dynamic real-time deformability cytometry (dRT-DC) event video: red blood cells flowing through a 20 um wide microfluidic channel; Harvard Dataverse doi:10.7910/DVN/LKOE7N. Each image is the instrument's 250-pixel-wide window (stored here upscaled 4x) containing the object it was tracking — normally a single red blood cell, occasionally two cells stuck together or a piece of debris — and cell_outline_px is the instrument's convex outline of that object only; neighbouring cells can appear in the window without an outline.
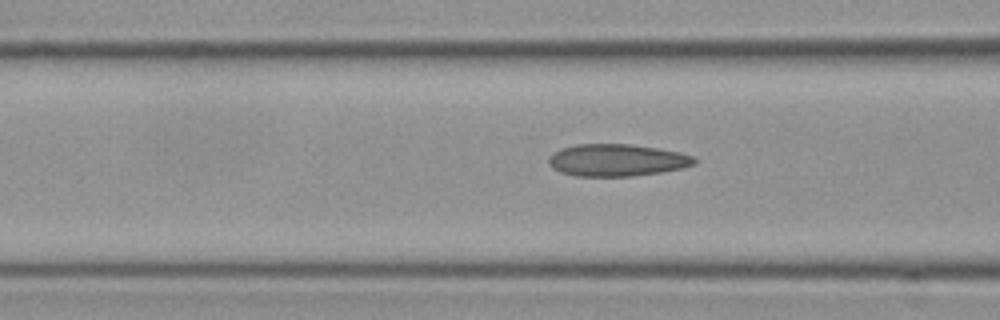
{"species": "Egyptian fruit bat (a non-hibernating species)", "species_latin": "Rousettus aegyptiacus", "temperature_condition": "cold", "stored_images_in_passage": 30, "camera_frame_rate_fps": 3000, "um_per_image_px": 0.085, "frame": {"image": 1, "passage_image": 6, "time_ms": 1.667, "image_size_px": [1000, 320], "cell_outline_px": [[696, 164], [680, 168], [660, 172], [632, 176], [576, 176], [560, 172], [552, 168], [548, 164], [548, 156], [552, 152], [560, 148], [576, 144], [632, 144], [660, 148], [680, 152], [692, 156], [696, 160]], "centroid_in_image_um": [52.39, 13.6], "position_along_channel_um": 114.2, "area_um2": 27.51}}
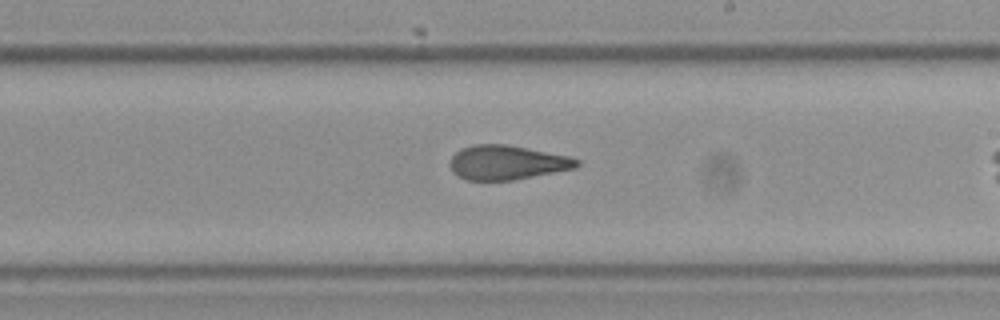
{"frame": {"image": 2, "passage_image": 17, "time_ms": 5.333, "image_size_px": [1000, 320], "cell_outline_px": [[580, 164], [576, 168], [512, 180], [464, 180], [452, 172], [448, 164], [452, 156], [460, 148], [472, 144], [508, 144], [572, 156], [580, 160]], "centroid_in_image_um": [43.09, 13.8], "position_along_channel_um": 245.9, "area_um2": 25.78}}
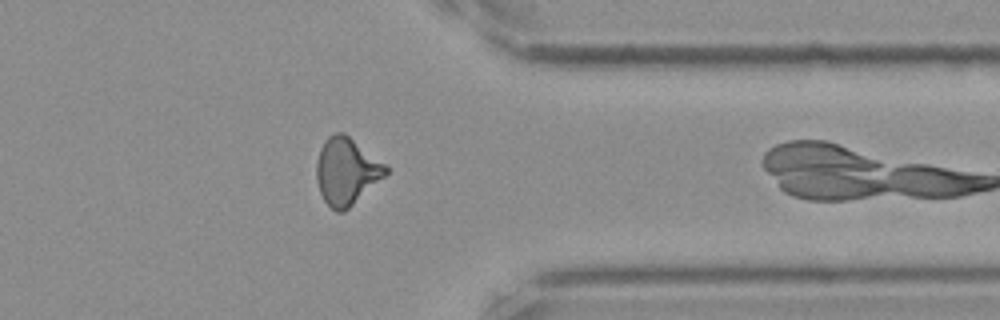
{"frame": {"image": 3, "passage_image": 29, "time_ms": 9.333, "image_size_px": [1000, 320], "cell_outline_px": [[388, 172], [384, 176], [344, 212], [336, 212], [324, 200], [320, 192], [316, 180], [316, 160], [320, 148], [324, 140], [328, 136], [336, 132], [344, 132], [384, 164], [388, 168]], "centroid_in_image_um": [29.4, 14.55], "position_along_channel_um": 382.0, "area_um2": 26.7}}